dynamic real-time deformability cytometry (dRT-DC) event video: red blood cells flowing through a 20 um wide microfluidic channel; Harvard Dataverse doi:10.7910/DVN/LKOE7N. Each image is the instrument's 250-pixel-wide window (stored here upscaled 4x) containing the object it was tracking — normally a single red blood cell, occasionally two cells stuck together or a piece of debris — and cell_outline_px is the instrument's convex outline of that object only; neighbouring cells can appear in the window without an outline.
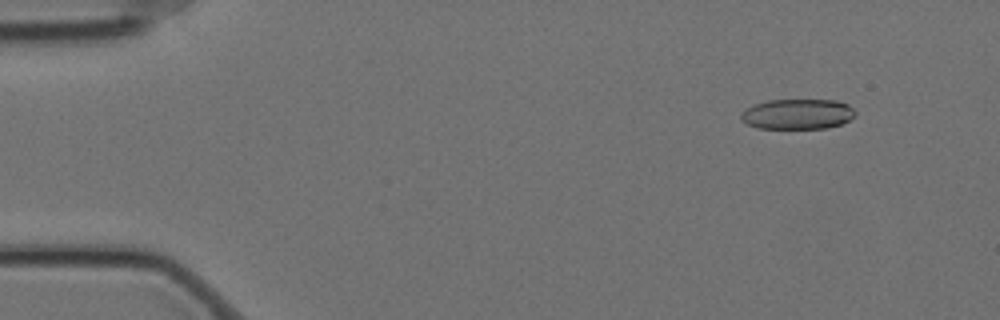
{"species": "Egyptian fruit bat (a non-hibernating species)", "species_latin": "Rousettus aegyptiacus", "temperature_condition": "cold", "stored_images_in_passage": 53, "camera_frame_rate_fps": 3000, "um_per_image_px": 0.085, "animal": {"sex": "female"}, "frame": {"image": 1, "passage_image": 1, "time_ms": 0.0, "image_size_px": [1000, 320], "cell_outline_px": [[856, 116], [840, 124], [828, 128], [756, 128], [740, 120], [740, 116], [748, 108], [756, 104], [768, 100], [836, 100], [848, 104], [856, 112]], "centroid_in_image_um": [67.82, 9.7], "position_along_channel_um": 17.2, "area_um2": 20.06}}
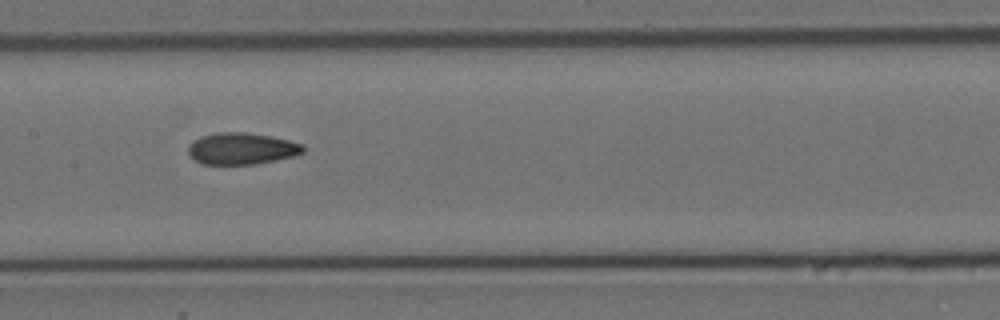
{"frame": {"image": 2, "passage_image": 24, "time_ms": 7.667, "image_size_px": [1000, 320], "cell_outline_px": [[304, 152], [292, 156], [276, 160], [256, 164], [200, 164], [188, 152], [188, 144], [192, 140], [200, 136], [216, 132], [244, 132], [268, 136], [288, 140], [304, 144]], "centroid_in_image_um": [20.51, 12.62], "position_along_channel_um": 186.9, "area_um2": 21.21}}
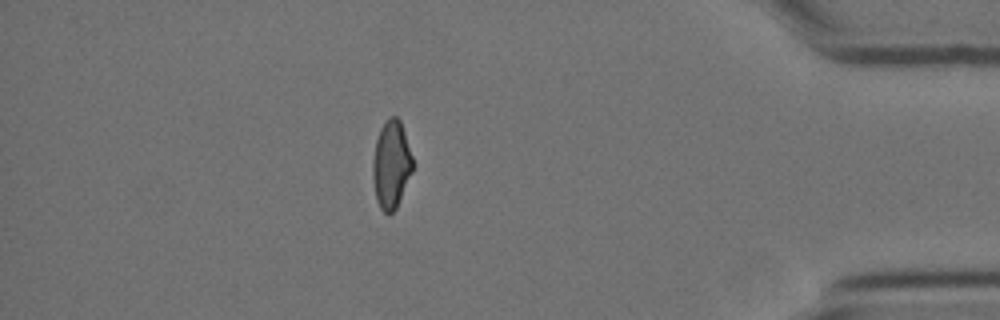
{"frame": {"image": 3, "passage_image": 46, "time_ms": 15.0, "image_size_px": [1000, 320], "cell_outline_px": [[412, 172], [396, 208], [388, 216], [380, 208], [376, 200], [372, 176], [372, 160], [376, 140], [380, 128], [392, 116], [396, 116], [400, 120], [412, 156]], "centroid_in_image_um": [33.23, 14.02], "position_along_channel_um": 402.0, "area_um2": 20.29}, "authors_computed_cell_mechanics": {"area_um2": 21.3282, "velocity_mm_per_s": 3.4933, "shape_relaxation_time_tau1_ms": null, "shape_relaxation_time_tau2_ms": 2.8512, "deformation_change_tau1": null, "deformation_change_tau2": 0.0941}}